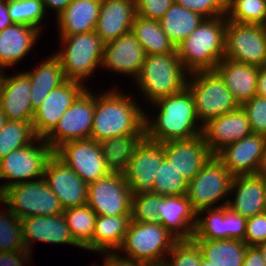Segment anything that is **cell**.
Wrapping results in <instances>:
<instances>
[{
    "instance_id": "cell-1",
    "label": "cell",
    "mask_w": 266,
    "mask_h": 266,
    "mask_svg": "<svg viewBox=\"0 0 266 266\" xmlns=\"http://www.w3.org/2000/svg\"><path fill=\"white\" fill-rule=\"evenodd\" d=\"M153 104V105H152ZM150 104L157 113L145 112L146 139L156 143L193 138L202 134L193 97L185 88L180 93L158 99ZM149 114L152 116H149ZM153 120H152V119Z\"/></svg>"
},
{
    "instance_id": "cell-2",
    "label": "cell",
    "mask_w": 266,
    "mask_h": 266,
    "mask_svg": "<svg viewBox=\"0 0 266 266\" xmlns=\"http://www.w3.org/2000/svg\"><path fill=\"white\" fill-rule=\"evenodd\" d=\"M103 93L95 92V110L91 138L97 142L109 138L145 134V111L137 100L123 89L111 87ZM122 91V92H121ZM99 95V96H98Z\"/></svg>"
},
{
    "instance_id": "cell-3",
    "label": "cell",
    "mask_w": 266,
    "mask_h": 266,
    "mask_svg": "<svg viewBox=\"0 0 266 266\" xmlns=\"http://www.w3.org/2000/svg\"><path fill=\"white\" fill-rule=\"evenodd\" d=\"M226 16L207 18L176 46L178 57L189 72L215 70L225 55Z\"/></svg>"
},
{
    "instance_id": "cell-4",
    "label": "cell",
    "mask_w": 266,
    "mask_h": 266,
    "mask_svg": "<svg viewBox=\"0 0 266 266\" xmlns=\"http://www.w3.org/2000/svg\"><path fill=\"white\" fill-rule=\"evenodd\" d=\"M188 76L189 72L175 50L168 54L146 55L133 82L150 106L160 98L183 91L187 87Z\"/></svg>"
},
{
    "instance_id": "cell-5",
    "label": "cell",
    "mask_w": 266,
    "mask_h": 266,
    "mask_svg": "<svg viewBox=\"0 0 266 266\" xmlns=\"http://www.w3.org/2000/svg\"><path fill=\"white\" fill-rule=\"evenodd\" d=\"M60 49L54 55L59 59L67 80L85 83L100 68L104 42L95 33L59 35Z\"/></svg>"
},
{
    "instance_id": "cell-6",
    "label": "cell",
    "mask_w": 266,
    "mask_h": 266,
    "mask_svg": "<svg viewBox=\"0 0 266 266\" xmlns=\"http://www.w3.org/2000/svg\"><path fill=\"white\" fill-rule=\"evenodd\" d=\"M176 241L177 239L159 222L130 221L122 245L116 253L146 265L166 260Z\"/></svg>"
},
{
    "instance_id": "cell-7",
    "label": "cell",
    "mask_w": 266,
    "mask_h": 266,
    "mask_svg": "<svg viewBox=\"0 0 266 266\" xmlns=\"http://www.w3.org/2000/svg\"><path fill=\"white\" fill-rule=\"evenodd\" d=\"M186 88L193 97L196 115L202 126L240 107L215 70L189 73Z\"/></svg>"
},
{
    "instance_id": "cell-8",
    "label": "cell",
    "mask_w": 266,
    "mask_h": 266,
    "mask_svg": "<svg viewBox=\"0 0 266 266\" xmlns=\"http://www.w3.org/2000/svg\"><path fill=\"white\" fill-rule=\"evenodd\" d=\"M0 202L4 203L18 219L53 216L64 212L57 196L43 177L5 188L0 193Z\"/></svg>"
},
{
    "instance_id": "cell-9",
    "label": "cell",
    "mask_w": 266,
    "mask_h": 266,
    "mask_svg": "<svg viewBox=\"0 0 266 266\" xmlns=\"http://www.w3.org/2000/svg\"><path fill=\"white\" fill-rule=\"evenodd\" d=\"M53 154L52 147L43 138L37 137L31 144L1 158L0 179L6 182L0 184V193L7 187L42 178Z\"/></svg>"
},
{
    "instance_id": "cell-10",
    "label": "cell",
    "mask_w": 266,
    "mask_h": 266,
    "mask_svg": "<svg viewBox=\"0 0 266 266\" xmlns=\"http://www.w3.org/2000/svg\"><path fill=\"white\" fill-rule=\"evenodd\" d=\"M232 180L233 176L226 167L212 155L200 172L188 182L186 196L192 209L198 213L206 208L227 206Z\"/></svg>"
},
{
    "instance_id": "cell-11",
    "label": "cell",
    "mask_w": 266,
    "mask_h": 266,
    "mask_svg": "<svg viewBox=\"0 0 266 266\" xmlns=\"http://www.w3.org/2000/svg\"><path fill=\"white\" fill-rule=\"evenodd\" d=\"M224 58L256 67L266 65V26L227 20Z\"/></svg>"
},
{
    "instance_id": "cell-12",
    "label": "cell",
    "mask_w": 266,
    "mask_h": 266,
    "mask_svg": "<svg viewBox=\"0 0 266 266\" xmlns=\"http://www.w3.org/2000/svg\"><path fill=\"white\" fill-rule=\"evenodd\" d=\"M87 87L43 138L55 151L63 143L91 138L95 93Z\"/></svg>"
},
{
    "instance_id": "cell-13",
    "label": "cell",
    "mask_w": 266,
    "mask_h": 266,
    "mask_svg": "<svg viewBox=\"0 0 266 266\" xmlns=\"http://www.w3.org/2000/svg\"><path fill=\"white\" fill-rule=\"evenodd\" d=\"M133 193L122 173L88 184L87 205L100 216L131 215Z\"/></svg>"
},
{
    "instance_id": "cell-14",
    "label": "cell",
    "mask_w": 266,
    "mask_h": 266,
    "mask_svg": "<svg viewBox=\"0 0 266 266\" xmlns=\"http://www.w3.org/2000/svg\"><path fill=\"white\" fill-rule=\"evenodd\" d=\"M54 153L87 184L111 173L106 167L100 142L92 138L65 142Z\"/></svg>"
},
{
    "instance_id": "cell-15",
    "label": "cell",
    "mask_w": 266,
    "mask_h": 266,
    "mask_svg": "<svg viewBox=\"0 0 266 266\" xmlns=\"http://www.w3.org/2000/svg\"><path fill=\"white\" fill-rule=\"evenodd\" d=\"M43 178L64 210L87 204L88 184L55 153L47 162Z\"/></svg>"
},
{
    "instance_id": "cell-16",
    "label": "cell",
    "mask_w": 266,
    "mask_h": 266,
    "mask_svg": "<svg viewBox=\"0 0 266 266\" xmlns=\"http://www.w3.org/2000/svg\"><path fill=\"white\" fill-rule=\"evenodd\" d=\"M81 82L67 80L53 89L34 111L33 130L38 138H44L57 124L66 110L88 87Z\"/></svg>"
},
{
    "instance_id": "cell-17",
    "label": "cell",
    "mask_w": 266,
    "mask_h": 266,
    "mask_svg": "<svg viewBox=\"0 0 266 266\" xmlns=\"http://www.w3.org/2000/svg\"><path fill=\"white\" fill-rule=\"evenodd\" d=\"M266 146V136L251 133L219 150L215 156L232 176L255 175Z\"/></svg>"
},
{
    "instance_id": "cell-18",
    "label": "cell",
    "mask_w": 266,
    "mask_h": 266,
    "mask_svg": "<svg viewBox=\"0 0 266 266\" xmlns=\"http://www.w3.org/2000/svg\"><path fill=\"white\" fill-rule=\"evenodd\" d=\"M164 159L165 153L161 143L146 138L141 142L123 173L133 194L152 190L156 174Z\"/></svg>"
},
{
    "instance_id": "cell-19",
    "label": "cell",
    "mask_w": 266,
    "mask_h": 266,
    "mask_svg": "<svg viewBox=\"0 0 266 266\" xmlns=\"http://www.w3.org/2000/svg\"><path fill=\"white\" fill-rule=\"evenodd\" d=\"M146 53L130 31L104 43L102 69L135 79L140 72Z\"/></svg>"
},
{
    "instance_id": "cell-20",
    "label": "cell",
    "mask_w": 266,
    "mask_h": 266,
    "mask_svg": "<svg viewBox=\"0 0 266 266\" xmlns=\"http://www.w3.org/2000/svg\"><path fill=\"white\" fill-rule=\"evenodd\" d=\"M15 71L16 74L11 76L5 71L0 72L1 110L7 120L33 121L30 79L25 72Z\"/></svg>"
},
{
    "instance_id": "cell-21",
    "label": "cell",
    "mask_w": 266,
    "mask_h": 266,
    "mask_svg": "<svg viewBox=\"0 0 266 266\" xmlns=\"http://www.w3.org/2000/svg\"><path fill=\"white\" fill-rule=\"evenodd\" d=\"M252 133L246 112L238 109L211 119L203 125L202 135L209 150L215 155L223 147Z\"/></svg>"
},
{
    "instance_id": "cell-22",
    "label": "cell",
    "mask_w": 266,
    "mask_h": 266,
    "mask_svg": "<svg viewBox=\"0 0 266 266\" xmlns=\"http://www.w3.org/2000/svg\"><path fill=\"white\" fill-rule=\"evenodd\" d=\"M165 157L172 161L179 173L190 182L213 155L203 135L161 143Z\"/></svg>"
},
{
    "instance_id": "cell-23",
    "label": "cell",
    "mask_w": 266,
    "mask_h": 266,
    "mask_svg": "<svg viewBox=\"0 0 266 266\" xmlns=\"http://www.w3.org/2000/svg\"><path fill=\"white\" fill-rule=\"evenodd\" d=\"M22 238L26 251L32 253V243L68 244L81 248L73 239L63 214L53 216H30L20 219Z\"/></svg>"
},
{
    "instance_id": "cell-24",
    "label": "cell",
    "mask_w": 266,
    "mask_h": 266,
    "mask_svg": "<svg viewBox=\"0 0 266 266\" xmlns=\"http://www.w3.org/2000/svg\"><path fill=\"white\" fill-rule=\"evenodd\" d=\"M232 194V195H231ZM228 207L245 218L266 212V178L260 175L233 176Z\"/></svg>"
},
{
    "instance_id": "cell-25",
    "label": "cell",
    "mask_w": 266,
    "mask_h": 266,
    "mask_svg": "<svg viewBox=\"0 0 266 266\" xmlns=\"http://www.w3.org/2000/svg\"><path fill=\"white\" fill-rule=\"evenodd\" d=\"M159 223L177 240H189L194 236L197 213L186 195L159 196Z\"/></svg>"
},
{
    "instance_id": "cell-26",
    "label": "cell",
    "mask_w": 266,
    "mask_h": 266,
    "mask_svg": "<svg viewBox=\"0 0 266 266\" xmlns=\"http://www.w3.org/2000/svg\"><path fill=\"white\" fill-rule=\"evenodd\" d=\"M135 0H102L95 33L106 43L131 31Z\"/></svg>"
},
{
    "instance_id": "cell-27",
    "label": "cell",
    "mask_w": 266,
    "mask_h": 266,
    "mask_svg": "<svg viewBox=\"0 0 266 266\" xmlns=\"http://www.w3.org/2000/svg\"><path fill=\"white\" fill-rule=\"evenodd\" d=\"M41 33L35 27L15 23L1 30L0 72L7 70V68L12 69L22 59H25L40 39Z\"/></svg>"
},
{
    "instance_id": "cell-28",
    "label": "cell",
    "mask_w": 266,
    "mask_h": 266,
    "mask_svg": "<svg viewBox=\"0 0 266 266\" xmlns=\"http://www.w3.org/2000/svg\"><path fill=\"white\" fill-rule=\"evenodd\" d=\"M215 71L240 106L256 95L259 67L223 58Z\"/></svg>"
},
{
    "instance_id": "cell-29",
    "label": "cell",
    "mask_w": 266,
    "mask_h": 266,
    "mask_svg": "<svg viewBox=\"0 0 266 266\" xmlns=\"http://www.w3.org/2000/svg\"><path fill=\"white\" fill-rule=\"evenodd\" d=\"M102 0H72L55 18L58 35H73L95 31Z\"/></svg>"
},
{
    "instance_id": "cell-30",
    "label": "cell",
    "mask_w": 266,
    "mask_h": 266,
    "mask_svg": "<svg viewBox=\"0 0 266 266\" xmlns=\"http://www.w3.org/2000/svg\"><path fill=\"white\" fill-rule=\"evenodd\" d=\"M31 85L30 100L35 111L50 92L67 81L59 59L50 55L43 62H39L32 70L24 71Z\"/></svg>"
},
{
    "instance_id": "cell-31",
    "label": "cell",
    "mask_w": 266,
    "mask_h": 266,
    "mask_svg": "<svg viewBox=\"0 0 266 266\" xmlns=\"http://www.w3.org/2000/svg\"><path fill=\"white\" fill-rule=\"evenodd\" d=\"M130 221V215H97L93 234V252L101 255L116 253L122 245Z\"/></svg>"
},
{
    "instance_id": "cell-32",
    "label": "cell",
    "mask_w": 266,
    "mask_h": 266,
    "mask_svg": "<svg viewBox=\"0 0 266 266\" xmlns=\"http://www.w3.org/2000/svg\"><path fill=\"white\" fill-rule=\"evenodd\" d=\"M145 134L113 137L100 142L106 167L111 173H124Z\"/></svg>"
},
{
    "instance_id": "cell-33",
    "label": "cell",
    "mask_w": 266,
    "mask_h": 266,
    "mask_svg": "<svg viewBox=\"0 0 266 266\" xmlns=\"http://www.w3.org/2000/svg\"><path fill=\"white\" fill-rule=\"evenodd\" d=\"M212 266H242L247 245L234 239L194 240Z\"/></svg>"
},
{
    "instance_id": "cell-34",
    "label": "cell",
    "mask_w": 266,
    "mask_h": 266,
    "mask_svg": "<svg viewBox=\"0 0 266 266\" xmlns=\"http://www.w3.org/2000/svg\"><path fill=\"white\" fill-rule=\"evenodd\" d=\"M131 32L135 35L146 55L168 54L176 50L175 45L169 40L158 20L136 15Z\"/></svg>"
},
{
    "instance_id": "cell-35",
    "label": "cell",
    "mask_w": 266,
    "mask_h": 266,
    "mask_svg": "<svg viewBox=\"0 0 266 266\" xmlns=\"http://www.w3.org/2000/svg\"><path fill=\"white\" fill-rule=\"evenodd\" d=\"M204 19L203 16L174 2L159 21L163 31L176 47L186 39Z\"/></svg>"
},
{
    "instance_id": "cell-36",
    "label": "cell",
    "mask_w": 266,
    "mask_h": 266,
    "mask_svg": "<svg viewBox=\"0 0 266 266\" xmlns=\"http://www.w3.org/2000/svg\"><path fill=\"white\" fill-rule=\"evenodd\" d=\"M63 216L74 241L81 249L93 252V234L97 214L86 204L65 209Z\"/></svg>"
},
{
    "instance_id": "cell-37",
    "label": "cell",
    "mask_w": 266,
    "mask_h": 266,
    "mask_svg": "<svg viewBox=\"0 0 266 266\" xmlns=\"http://www.w3.org/2000/svg\"><path fill=\"white\" fill-rule=\"evenodd\" d=\"M192 239H229L225 232V206L200 210L196 216V227Z\"/></svg>"
},
{
    "instance_id": "cell-38",
    "label": "cell",
    "mask_w": 266,
    "mask_h": 266,
    "mask_svg": "<svg viewBox=\"0 0 266 266\" xmlns=\"http://www.w3.org/2000/svg\"><path fill=\"white\" fill-rule=\"evenodd\" d=\"M36 138L32 121L8 120L0 131V159L31 144Z\"/></svg>"
},
{
    "instance_id": "cell-39",
    "label": "cell",
    "mask_w": 266,
    "mask_h": 266,
    "mask_svg": "<svg viewBox=\"0 0 266 266\" xmlns=\"http://www.w3.org/2000/svg\"><path fill=\"white\" fill-rule=\"evenodd\" d=\"M7 10L11 21L15 24H24L35 27L42 32L46 12L43 0H7Z\"/></svg>"
},
{
    "instance_id": "cell-40",
    "label": "cell",
    "mask_w": 266,
    "mask_h": 266,
    "mask_svg": "<svg viewBox=\"0 0 266 266\" xmlns=\"http://www.w3.org/2000/svg\"><path fill=\"white\" fill-rule=\"evenodd\" d=\"M188 181L173 166L166 157L156 174L153 188L150 192L165 197L169 195H186Z\"/></svg>"
},
{
    "instance_id": "cell-41",
    "label": "cell",
    "mask_w": 266,
    "mask_h": 266,
    "mask_svg": "<svg viewBox=\"0 0 266 266\" xmlns=\"http://www.w3.org/2000/svg\"><path fill=\"white\" fill-rule=\"evenodd\" d=\"M227 20L266 26V2L263 0H227Z\"/></svg>"
},
{
    "instance_id": "cell-42",
    "label": "cell",
    "mask_w": 266,
    "mask_h": 266,
    "mask_svg": "<svg viewBox=\"0 0 266 266\" xmlns=\"http://www.w3.org/2000/svg\"><path fill=\"white\" fill-rule=\"evenodd\" d=\"M4 208H0V252L26 251L20 219Z\"/></svg>"
},
{
    "instance_id": "cell-43",
    "label": "cell",
    "mask_w": 266,
    "mask_h": 266,
    "mask_svg": "<svg viewBox=\"0 0 266 266\" xmlns=\"http://www.w3.org/2000/svg\"><path fill=\"white\" fill-rule=\"evenodd\" d=\"M159 195L152 192L133 194L131 205V221L143 223L159 222Z\"/></svg>"
},
{
    "instance_id": "cell-44",
    "label": "cell",
    "mask_w": 266,
    "mask_h": 266,
    "mask_svg": "<svg viewBox=\"0 0 266 266\" xmlns=\"http://www.w3.org/2000/svg\"><path fill=\"white\" fill-rule=\"evenodd\" d=\"M170 266H201L202 252L193 240H177L167 255Z\"/></svg>"
},
{
    "instance_id": "cell-45",
    "label": "cell",
    "mask_w": 266,
    "mask_h": 266,
    "mask_svg": "<svg viewBox=\"0 0 266 266\" xmlns=\"http://www.w3.org/2000/svg\"><path fill=\"white\" fill-rule=\"evenodd\" d=\"M241 107L246 112L252 133L266 136V98L254 95Z\"/></svg>"
},
{
    "instance_id": "cell-46",
    "label": "cell",
    "mask_w": 266,
    "mask_h": 266,
    "mask_svg": "<svg viewBox=\"0 0 266 266\" xmlns=\"http://www.w3.org/2000/svg\"><path fill=\"white\" fill-rule=\"evenodd\" d=\"M174 2L205 19L227 14V0H174Z\"/></svg>"
},
{
    "instance_id": "cell-47",
    "label": "cell",
    "mask_w": 266,
    "mask_h": 266,
    "mask_svg": "<svg viewBox=\"0 0 266 266\" xmlns=\"http://www.w3.org/2000/svg\"><path fill=\"white\" fill-rule=\"evenodd\" d=\"M244 242L247 246H258L266 242V212L247 218Z\"/></svg>"
},
{
    "instance_id": "cell-48",
    "label": "cell",
    "mask_w": 266,
    "mask_h": 266,
    "mask_svg": "<svg viewBox=\"0 0 266 266\" xmlns=\"http://www.w3.org/2000/svg\"><path fill=\"white\" fill-rule=\"evenodd\" d=\"M173 3L174 0H135L136 14L159 21Z\"/></svg>"
},
{
    "instance_id": "cell-49",
    "label": "cell",
    "mask_w": 266,
    "mask_h": 266,
    "mask_svg": "<svg viewBox=\"0 0 266 266\" xmlns=\"http://www.w3.org/2000/svg\"><path fill=\"white\" fill-rule=\"evenodd\" d=\"M247 218L225 206V232L229 239L244 241Z\"/></svg>"
},
{
    "instance_id": "cell-50",
    "label": "cell",
    "mask_w": 266,
    "mask_h": 266,
    "mask_svg": "<svg viewBox=\"0 0 266 266\" xmlns=\"http://www.w3.org/2000/svg\"><path fill=\"white\" fill-rule=\"evenodd\" d=\"M32 253L28 251L0 252V266H25L31 264Z\"/></svg>"
},
{
    "instance_id": "cell-51",
    "label": "cell",
    "mask_w": 266,
    "mask_h": 266,
    "mask_svg": "<svg viewBox=\"0 0 266 266\" xmlns=\"http://www.w3.org/2000/svg\"><path fill=\"white\" fill-rule=\"evenodd\" d=\"M103 256L105 257L101 266H145L142 263L123 258L117 253H103Z\"/></svg>"
},
{
    "instance_id": "cell-52",
    "label": "cell",
    "mask_w": 266,
    "mask_h": 266,
    "mask_svg": "<svg viewBox=\"0 0 266 266\" xmlns=\"http://www.w3.org/2000/svg\"><path fill=\"white\" fill-rule=\"evenodd\" d=\"M242 266H266L257 246H247Z\"/></svg>"
},
{
    "instance_id": "cell-53",
    "label": "cell",
    "mask_w": 266,
    "mask_h": 266,
    "mask_svg": "<svg viewBox=\"0 0 266 266\" xmlns=\"http://www.w3.org/2000/svg\"><path fill=\"white\" fill-rule=\"evenodd\" d=\"M72 0H43V6L46 14L50 9L56 12L54 15L57 17L71 2Z\"/></svg>"
},
{
    "instance_id": "cell-54",
    "label": "cell",
    "mask_w": 266,
    "mask_h": 266,
    "mask_svg": "<svg viewBox=\"0 0 266 266\" xmlns=\"http://www.w3.org/2000/svg\"><path fill=\"white\" fill-rule=\"evenodd\" d=\"M256 95L266 98V65L259 67Z\"/></svg>"
},
{
    "instance_id": "cell-55",
    "label": "cell",
    "mask_w": 266,
    "mask_h": 266,
    "mask_svg": "<svg viewBox=\"0 0 266 266\" xmlns=\"http://www.w3.org/2000/svg\"><path fill=\"white\" fill-rule=\"evenodd\" d=\"M12 24L7 10V0H0V31Z\"/></svg>"
},
{
    "instance_id": "cell-56",
    "label": "cell",
    "mask_w": 266,
    "mask_h": 266,
    "mask_svg": "<svg viewBox=\"0 0 266 266\" xmlns=\"http://www.w3.org/2000/svg\"><path fill=\"white\" fill-rule=\"evenodd\" d=\"M257 175H260L266 178V146H265V149L262 155V160H261Z\"/></svg>"
},
{
    "instance_id": "cell-57",
    "label": "cell",
    "mask_w": 266,
    "mask_h": 266,
    "mask_svg": "<svg viewBox=\"0 0 266 266\" xmlns=\"http://www.w3.org/2000/svg\"><path fill=\"white\" fill-rule=\"evenodd\" d=\"M7 121V117L0 107V131L2 130L3 126L6 124Z\"/></svg>"
},
{
    "instance_id": "cell-58",
    "label": "cell",
    "mask_w": 266,
    "mask_h": 266,
    "mask_svg": "<svg viewBox=\"0 0 266 266\" xmlns=\"http://www.w3.org/2000/svg\"><path fill=\"white\" fill-rule=\"evenodd\" d=\"M257 247L260 249L262 258L266 264V242L264 244L258 245Z\"/></svg>"
},
{
    "instance_id": "cell-59",
    "label": "cell",
    "mask_w": 266,
    "mask_h": 266,
    "mask_svg": "<svg viewBox=\"0 0 266 266\" xmlns=\"http://www.w3.org/2000/svg\"><path fill=\"white\" fill-rule=\"evenodd\" d=\"M145 266H170V264L164 260V261H159V262H154V263H148Z\"/></svg>"
},
{
    "instance_id": "cell-60",
    "label": "cell",
    "mask_w": 266,
    "mask_h": 266,
    "mask_svg": "<svg viewBox=\"0 0 266 266\" xmlns=\"http://www.w3.org/2000/svg\"><path fill=\"white\" fill-rule=\"evenodd\" d=\"M201 266H212V265H211V262L205 260V259L202 257Z\"/></svg>"
}]
</instances>
